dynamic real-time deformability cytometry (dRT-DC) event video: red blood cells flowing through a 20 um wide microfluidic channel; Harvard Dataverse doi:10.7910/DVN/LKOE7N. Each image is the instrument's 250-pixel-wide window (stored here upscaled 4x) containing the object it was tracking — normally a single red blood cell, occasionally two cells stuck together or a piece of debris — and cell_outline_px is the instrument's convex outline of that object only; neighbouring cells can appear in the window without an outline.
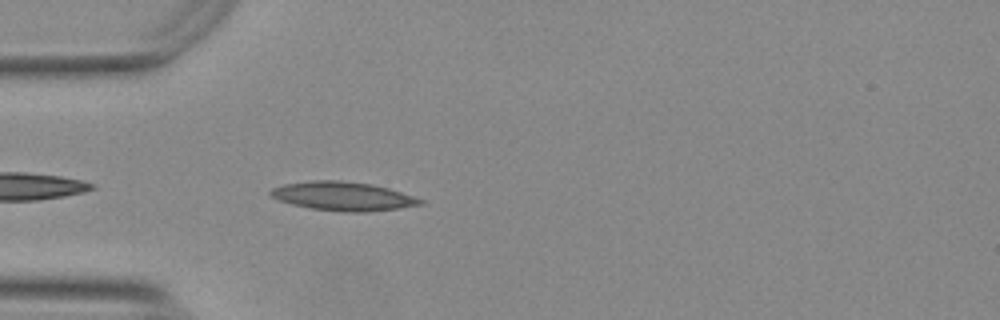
{"species": "Egyptian fruit bat (a non-hibernating species)", "species_latin": "Rousettus aegyptiacus", "temperature_condition": "warm", "stored_images_in_passage": 17, "camera_frame_rate_fps": 3000, "um_per_image_px": 0.085, "animal": {"sex": "female"}, "frame": {"image": 1, "passage_image": 3, "time_ms": 0.667, "image_size_px": [1000, 320], "cell_outline_px": [[424, 204], [400, 208], [364, 212], [344, 212], [308, 208], [292, 204], [280, 200], [272, 196], [268, 192], [272, 188], [284, 184], [312, 180], [340, 180], [372, 184], [388, 188], [424, 200]], "centroid_in_image_um": [29.15, 16.68], "position_along_channel_um": 55.9, "area_um2": 25.09}}
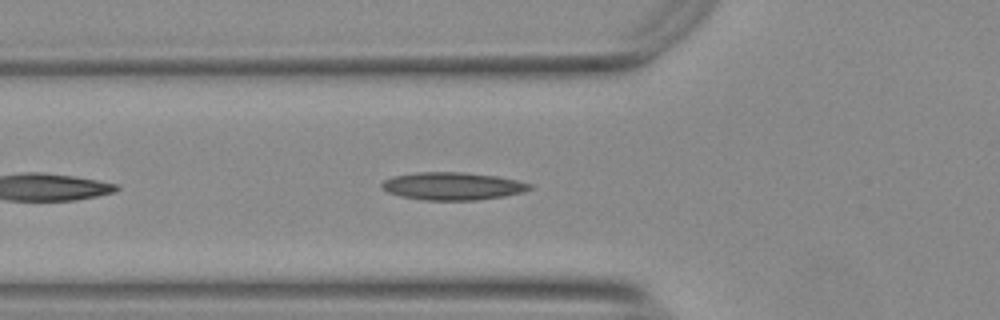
{"frame": {"image": 2, "passage_image": 6, "time_ms": 1.667, "image_size_px": [1000, 320], "cell_outline_px": [[532, 188], [524, 192], [504, 196], [476, 200], [424, 200], [400, 196], [388, 192], [380, 184], [384, 180], [392, 176], [416, 172], [464, 172], [496, 176], [516, 180], [532, 184]], "centroid_in_image_um": [38.47, 15.81], "position_along_channel_um": 87.3, "area_um2": 23.87}}